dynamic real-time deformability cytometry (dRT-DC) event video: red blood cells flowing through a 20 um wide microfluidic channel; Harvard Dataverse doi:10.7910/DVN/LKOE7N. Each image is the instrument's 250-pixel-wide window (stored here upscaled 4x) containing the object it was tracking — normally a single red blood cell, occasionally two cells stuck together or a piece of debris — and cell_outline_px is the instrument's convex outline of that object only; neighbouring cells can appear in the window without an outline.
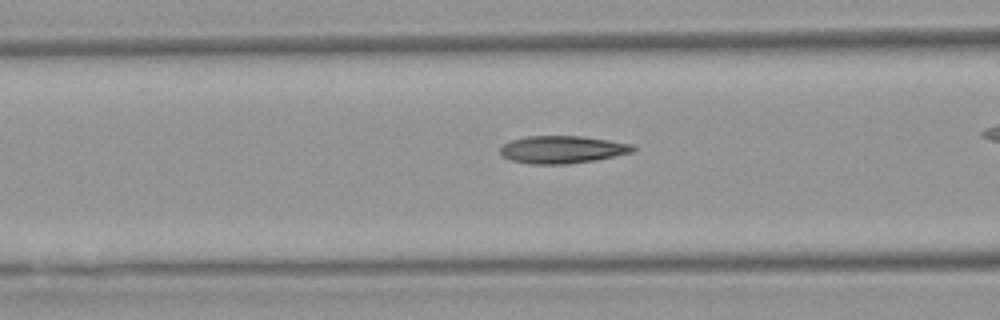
{"species": "Egyptian fruit bat (a non-hibernating species)", "species_latin": "Rousettus aegyptiacus", "temperature_condition": "warm", "stored_images_in_passage": 42, "camera_frame_rate_fps": 3000, "um_per_image_px": 0.085, "animal": {"sex": "female"}, "frame": {"image": 1, "passage_image": 21, "time_ms": 6.667, "image_size_px": [1000, 320], "cell_outline_px": [[636, 148], [632, 152], [596, 160], [568, 164], [528, 164], [512, 160], [504, 156], [500, 152], [500, 148], [504, 144], [512, 140], [528, 136], [584, 136], [632, 144]], "centroid_in_image_um": [47.81, 12.71], "position_along_channel_um": 118.8, "area_um2": 21.21}}
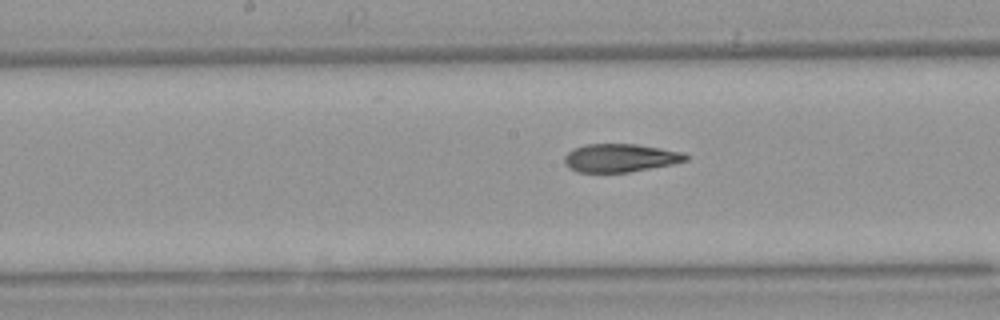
{"frame": {"image": 2, "passage_image": 27, "time_ms": 8.667, "image_size_px": [1000, 320], "cell_outline_px": [[688, 160], [672, 164], [628, 172], [576, 172], [568, 168], [564, 164], [564, 156], [572, 148], [584, 144], [636, 144], [684, 152], [688, 156]], "centroid_in_image_um": [52.68, 13.42], "position_along_channel_um": 195.5, "area_um2": 20.06}}
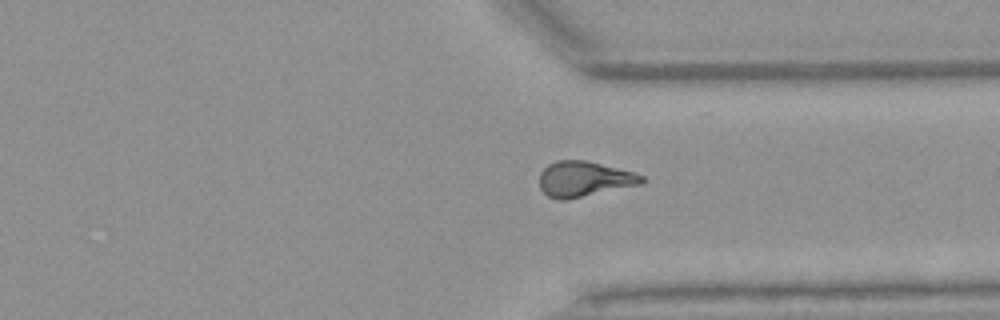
{"frame": {"image": 3, "passage_image": 40, "time_ms": 13.0, "image_size_px": [1000, 320], "cell_outline_px": [[644, 180], [640, 184], [564, 200], [556, 200], [548, 196], [540, 188], [540, 172], [548, 164], [556, 160], [584, 160], [632, 172], [644, 176]], "centroid_in_image_um": [49.59, 15.21], "position_along_channel_um": 361.8, "area_um2": 20.69}}